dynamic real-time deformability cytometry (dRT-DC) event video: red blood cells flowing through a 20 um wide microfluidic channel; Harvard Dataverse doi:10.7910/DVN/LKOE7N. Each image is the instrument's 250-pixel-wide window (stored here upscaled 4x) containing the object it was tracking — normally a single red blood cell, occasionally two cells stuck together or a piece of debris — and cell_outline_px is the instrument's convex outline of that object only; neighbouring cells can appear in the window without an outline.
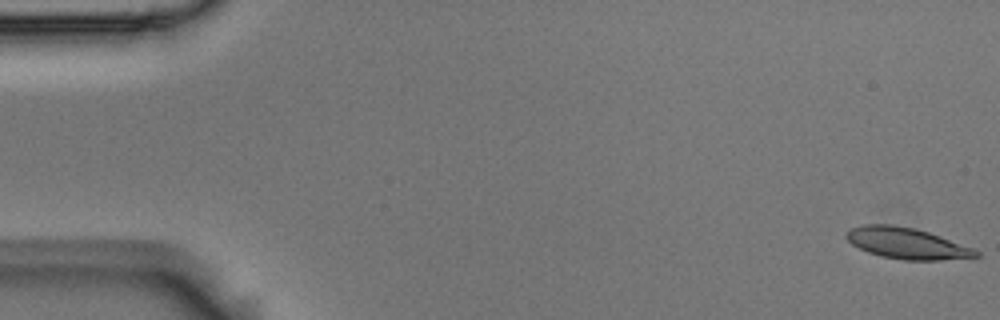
{"species": "Egyptian fruit bat (a non-hibernating species)", "species_latin": "Rousettus aegyptiacus", "temperature_condition": "room temperature", "stored_images_in_passage": 55, "camera_frame_rate_fps": 3000, "um_per_image_px": 0.085, "animal": {"sex": "male"}, "frame": {"image": 1, "passage_image": 1, "time_ms": 0.0, "image_size_px": [1000, 320], "cell_outline_px": [[980, 256], [940, 260], [904, 260], [880, 256], [868, 252], [852, 244], [844, 236], [852, 228], [860, 224], [892, 224], [916, 228], [940, 236], [972, 248], [980, 252]], "centroid_in_image_um": [77.05, 20.67], "position_along_channel_um": 7.9, "area_um2": 23.41}}
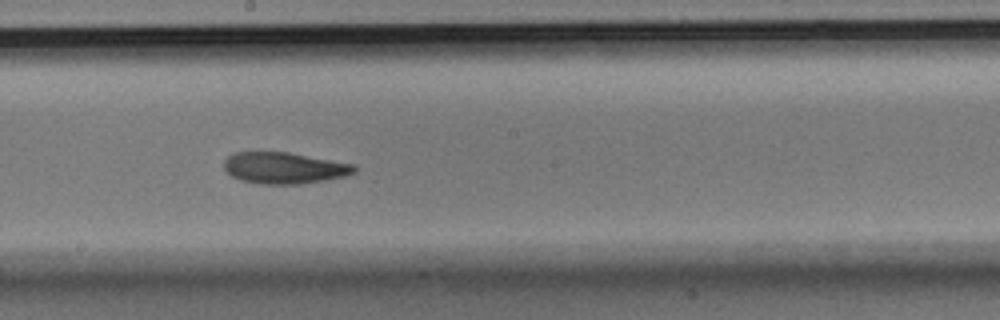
{"frame": {"image": 2, "passage_image": 30, "time_ms": 9.667, "image_size_px": [1000, 320], "cell_outline_px": [[356, 172], [344, 176], [324, 180], [300, 184], [260, 184], [240, 180], [232, 176], [224, 168], [224, 160], [232, 152], [288, 152], [356, 164]], "centroid_in_image_um": [24.16, 14.27], "position_along_channel_um": 224.0, "area_um2": 23.93}}
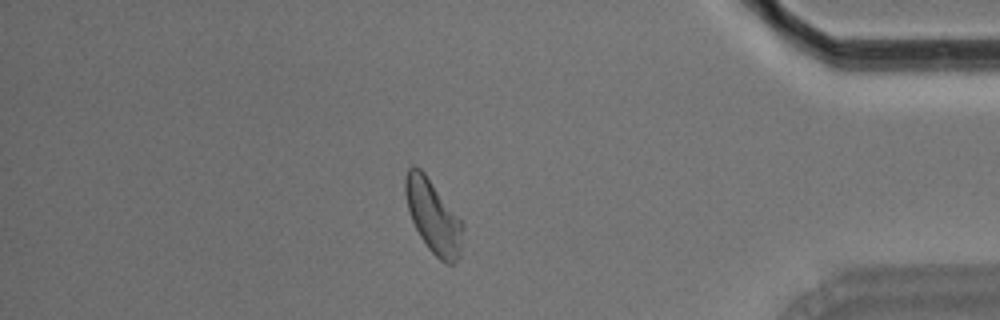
{"frame": {"image": 3, "passage_image": 47, "time_ms": 15.333, "image_size_px": [1000, 320], "cell_outline_px": [[464, 228], [460, 256], [452, 264], [444, 264], [428, 248], [420, 236], [412, 220], [408, 208], [404, 192], [404, 180], [408, 168], [412, 164], [420, 168], [424, 172], [464, 224]], "centroid_in_image_um": [36.82, 18.4], "position_along_channel_um": 398.4, "area_um2": 24.45}, "authors_computed_cell_mechanics": {"area_um2": 24.0448, "velocity_mm_per_s": 3.6889, "shape_relaxation_time_tau1_ms": 4.7083, "shape_relaxation_time_tau2_ms": 4.6837, "deformation_change_tau1": 0.1586, "deformation_change_tau2": 0.1256}}